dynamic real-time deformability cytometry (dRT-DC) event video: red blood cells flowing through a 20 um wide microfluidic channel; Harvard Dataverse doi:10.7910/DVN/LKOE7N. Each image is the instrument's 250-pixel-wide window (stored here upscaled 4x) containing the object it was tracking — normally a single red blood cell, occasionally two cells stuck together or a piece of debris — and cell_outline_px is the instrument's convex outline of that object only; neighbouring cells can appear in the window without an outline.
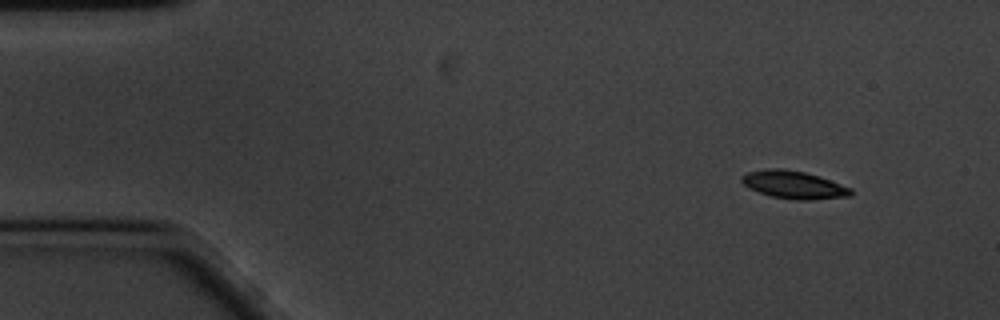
{"species": "common noctule bat (a hibernating species)", "species_latin": "Nyctalus noctula", "temperature_condition": "cold", "stored_images_in_passage": 55, "camera_frame_rate_fps": 3000, "um_per_image_px": 0.085, "animal": {"sex": "male", "body_mass_g": 20.1, "forearm_length_mm": 53.5}, "frame": {"image": 1, "passage_image": 1, "time_ms": 0.0, "image_size_px": [1000, 320], "cell_outline_px": [[852, 196], [812, 200], [796, 200], [772, 196], [748, 188], [740, 180], [740, 176], [748, 172], [768, 168], [780, 168], [804, 172], [820, 176], [852, 188]], "centroid_in_image_um": [67.49, 15.7], "position_along_channel_um": 17.5, "area_um2": 17.74}}
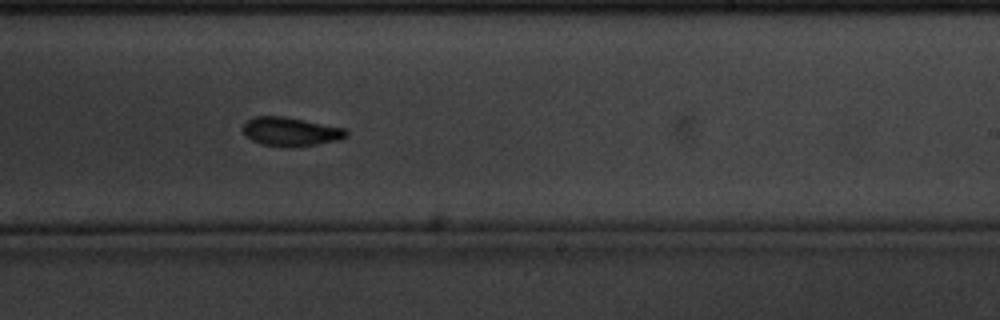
{"frame": {"image": 2, "passage_image": 31, "time_ms": 10.0, "image_size_px": [1000, 320], "cell_outline_px": [[348, 136], [336, 140], [316, 144], [260, 144], [244, 136], [244, 124], [248, 120], [256, 116], [284, 116], [344, 128], [348, 132]], "centroid_in_image_um": [24.69, 11.14], "position_along_channel_um": 264.3, "area_um2": 16.47}}
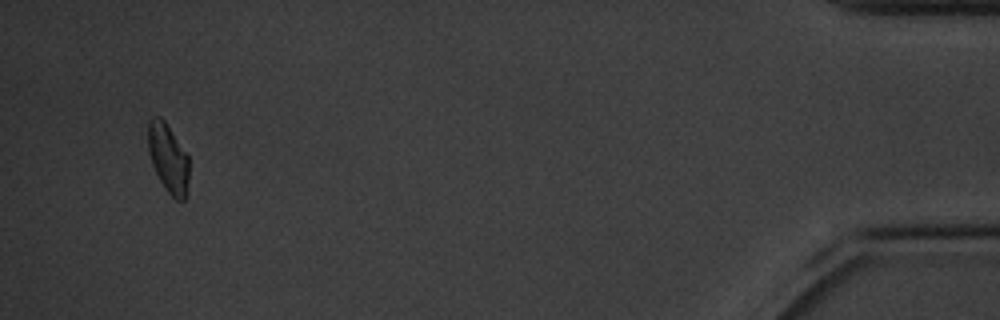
{"frame": {"image": 3, "passage_image": 52, "time_ms": 17.0, "image_size_px": [1000, 320], "cell_outline_px": [[188, 196], [184, 200], [176, 200], [168, 192], [160, 180], [152, 164], [148, 148], [148, 120], [152, 116], [160, 116], [164, 120], [188, 156]], "centroid_in_image_um": [14.3, 13.45], "position_along_channel_um": 420.9, "area_um2": 16.36}, "authors_computed_cell_mechanics": {"area_um2": 17.34, "velocity_mm_per_s": 3.3541, "shape_relaxation_time_tau1_ms": 2.627, "shape_relaxation_time_tau2_ms": 4.6407, "deformation_change_tau1": 0.1113, "deformation_change_tau2": 0.0819}}